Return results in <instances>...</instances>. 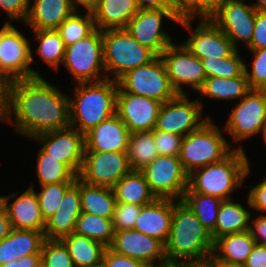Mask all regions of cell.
<instances>
[{
    "label": "cell",
    "instance_id": "obj_21",
    "mask_svg": "<svg viewBox=\"0 0 266 267\" xmlns=\"http://www.w3.org/2000/svg\"><path fill=\"white\" fill-rule=\"evenodd\" d=\"M17 194L3 196V206L7 210L12 229L44 232L46 221L41 214L33 184L19 196ZM16 196L10 203V199Z\"/></svg>",
    "mask_w": 266,
    "mask_h": 267
},
{
    "label": "cell",
    "instance_id": "obj_57",
    "mask_svg": "<svg viewBox=\"0 0 266 267\" xmlns=\"http://www.w3.org/2000/svg\"><path fill=\"white\" fill-rule=\"evenodd\" d=\"M152 267H201L197 263L189 262V261H164Z\"/></svg>",
    "mask_w": 266,
    "mask_h": 267
},
{
    "label": "cell",
    "instance_id": "obj_58",
    "mask_svg": "<svg viewBox=\"0 0 266 267\" xmlns=\"http://www.w3.org/2000/svg\"><path fill=\"white\" fill-rule=\"evenodd\" d=\"M72 5L76 11H79V7H85V10L92 11L97 5L99 0H71ZM79 6V7H78Z\"/></svg>",
    "mask_w": 266,
    "mask_h": 267
},
{
    "label": "cell",
    "instance_id": "obj_38",
    "mask_svg": "<svg viewBox=\"0 0 266 267\" xmlns=\"http://www.w3.org/2000/svg\"><path fill=\"white\" fill-rule=\"evenodd\" d=\"M36 165L40 185L76 181L77 176L65 164L50 157L42 149L38 152Z\"/></svg>",
    "mask_w": 266,
    "mask_h": 267
},
{
    "label": "cell",
    "instance_id": "obj_20",
    "mask_svg": "<svg viewBox=\"0 0 266 267\" xmlns=\"http://www.w3.org/2000/svg\"><path fill=\"white\" fill-rule=\"evenodd\" d=\"M109 248L117 254L134 258L147 267L167 260L165 245L161 241L134 229L116 231Z\"/></svg>",
    "mask_w": 266,
    "mask_h": 267
},
{
    "label": "cell",
    "instance_id": "obj_37",
    "mask_svg": "<svg viewBox=\"0 0 266 267\" xmlns=\"http://www.w3.org/2000/svg\"><path fill=\"white\" fill-rule=\"evenodd\" d=\"M34 37L39 41L37 54L53 69H58L63 63L65 44L57 30H32Z\"/></svg>",
    "mask_w": 266,
    "mask_h": 267
},
{
    "label": "cell",
    "instance_id": "obj_63",
    "mask_svg": "<svg viewBox=\"0 0 266 267\" xmlns=\"http://www.w3.org/2000/svg\"><path fill=\"white\" fill-rule=\"evenodd\" d=\"M89 267H106L105 264L103 263V261L97 265L94 266H89Z\"/></svg>",
    "mask_w": 266,
    "mask_h": 267
},
{
    "label": "cell",
    "instance_id": "obj_25",
    "mask_svg": "<svg viewBox=\"0 0 266 267\" xmlns=\"http://www.w3.org/2000/svg\"><path fill=\"white\" fill-rule=\"evenodd\" d=\"M75 11L71 0H34L24 23L32 30H57Z\"/></svg>",
    "mask_w": 266,
    "mask_h": 267
},
{
    "label": "cell",
    "instance_id": "obj_34",
    "mask_svg": "<svg viewBox=\"0 0 266 267\" xmlns=\"http://www.w3.org/2000/svg\"><path fill=\"white\" fill-rule=\"evenodd\" d=\"M182 201L195 213L203 227L211 234L214 241V229L221 198L192 192L189 188L184 192Z\"/></svg>",
    "mask_w": 266,
    "mask_h": 267
},
{
    "label": "cell",
    "instance_id": "obj_2",
    "mask_svg": "<svg viewBox=\"0 0 266 267\" xmlns=\"http://www.w3.org/2000/svg\"><path fill=\"white\" fill-rule=\"evenodd\" d=\"M214 241L195 213L182 201L173 206L169 238L165 244L168 261H189L207 267Z\"/></svg>",
    "mask_w": 266,
    "mask_h": 267
},
{
    "label": "cell",
    "instance_id": "obj_52",
    "mask_svg": "<svg viewBox=\"0 0 266 267\" xmlns=\"http://www.w3.org/2000/svg\"><path fill=\"white\" fill-rule=\"evenodd\" d=\"M245 267H266V245L255 243Z\"/></svg>",
    "mask_w": 266,
    "mask_h": 267
},
{
    "label": "cell",
    "instance_id": "obj_61",
    "mask_svg": "<svg viewBox=\"0 0 266 267\" xmlns=\"http://www.w3.org/2000/svg\"><path fill=\"white\" fill-rule=\"evenodd\" d=\"M208 267H245L241 264H209Z\"/></svg>",
    "mask_w": 266,
    "mask_h": 267
},
{
    "label": "cell",
    "instance_id": "obj_13",
    "mask_svg": "<svg viewBox=\"0 0 266 267\" xmlns=\"http://www.w3.org/2000/svg\"><path fill=\"white\" fill-rule=\"evenodd\" d=\"M195 18L181 17L178 23L186 30H193L183 44L195 57L200 60L225 58L236 50L229 38L207 16H201L196 28H191Z\"/></svg>",
    "mask_w": 266,
    "mask_h": 267
},
{
    "label": "cell",
    "instance_id": "obj_39",
    "mask_svg": "<svg viewBox=\"0 0 266 267\" xmlns=\"http://www.w3.org/2000/svg\"><path fill=\"white\" fill-rule=\"evenodd\" d=\"M95 29L92 12L87 11L85 15L80 16L78 11H75L61 23L57 31L60 33L61 39L64 41L66 47L87 37Z\"/></svg>",
    "mask_w": 266,
    "mask_h": 267
},
{
    "label": "cell",
    "instance_id": "obj_14",
    "mask_svg": "<svg viewBox=\"0 0 266 267\" xmlns=\"http://www.w3.org/2000/svg\"><path fill=\"white\" fill-rule=\"evenodd\" d=\"M163 17L175 23H179L181 18L174 10L139 9L125 29L142 46L160 56L173 43L168 33L162 29Z\"/></svg>",
    "mask_w": 266,
    "mask_h": 267
},
{
    "label": "cell",
    "instance_id": "obj_49",
    "mask_svg": "<svg viewBox=\"0 0 266 267\" xmlns=\"http://www.w3.org/2000/svg\"><path fill=\"white\" fill-rule=\"evenodd\" d=\"M247 203L258 212H266V177L261 183L253 186L249 192Z\"/></svg>",
    "mask_w": 266,
    "mask_h": 267
},
{
    "label": "cell",
    "instance_id": "obj_45",
    "mask_svg": "<svg viewBox=\"0 0 266 267\" xmlns=\"http://www.w3.org/2000/svg\"><path fill=\"white\" fill-rule=\"evenodd\" d=\"M153 138L159 155L179 156L183 136L153 129Z\"/></svg>",
    "mask_w": 266,
    "mask_h": 267
},
{
    "label": "cell",
    "instance_id": "obj_65",
    "mask_svg": "<svg viewBox=\"0 0 266 267\" xmlns=\"http://www.w3.org/2000/svg\"><path fill=\"white\" fill-rule=\"evenodd\" d=\"M3 206V196H0V208Z\"/></svg>",
    "mask_w": 266,
    "mask_h": 267
},
{
    "label": "cell",
    "instance_id": "obj_24",
    "mask_svg": "<svg viewBox=\"0 0 266 267\" xmlns=\"http://www.w3.org/2000/svg\"><path fill=\"white\" fill-rule=\"evenodd\" d=\"M176 200L156 199L142 206L134 230L156 238L166 244L171 229L173 206Z\"/></svg>",
    "mask_w": 266,
    "mask_h": 267
},
{
    "label": "cell",
    "instance_id": "obj_7",
    "mask_svg": "<svg viewBox=\"0 0 266 267\" xmlns=\"http://www.w3.org/2000/svg\"><path fill=\"white\" fill-rule=\"evenodd\" d=\"M30 41L12 23L0 29V80L7 84L16 80L41 77L31 69L35 61Z\"/></svg>",
    "mask_w": 266,
    "mask_h": 267
},
{
    "label": "cell",
    "instance_id": "obj_1",
    "mask_svg": "<svg viewBox=\"0 0 266 267\" xmlns=\"http://www.w3.org/2000/svg\"><path fill=\"white\" fill-rule=\"evenodd\" d=\"M3 121L15 123L14 131L31 139L66 129L70 127L69 97L42 76L9 82L5 84Z\"/></svg>",
    "mask_w": 266,
    "mask_h": 267
},
{
    "label": "cell",
    "instance_id": "obj_23",
    "mask_svg": "<svg viewBox=\"0 0 266 267\" xmlns=\"http://www.w3.org/2000/svg\"><path fill=\"white\" fill-rule=\"evenodd\" d=\"M82 213L80 204V178L65 192L56 212L46 220L45 239H61L75 230L78 216Z\"/></svg>",
    "mask_w": 266,
    "mask_h": 267
},
{
    "label": "cell",
    "instance_id": "obj_28",
    "mask_svg": "<svg viewBox=\"0 0 266 267\" xmlns=\"http://www.w3.org/2000/svg\"><path fill=\"white\" fill-rule=\"evenodd\" d=\"M138 11L135 0H99L91 12L95 27L103 31L125 29L130 19Z\"/></svg>",
    "mask_w": 266,
    "mask_h": 267
},
{
    "label": "cell",
    "instance_id": "obj_33",
    "mask_svg": "<svg viewBox=\"0 0 266 267\" xmlns=\"http://www.w3.org/2000/svg\"><path fill=\"white\" fill-rule=\"evenodd\" d=\"M250 87L245 72L234 78L207 77L198 91L202 96L219 100H235L243 98Z\"/></svg>",
    "mask_w": 266,
    "mask_h": 267
},
{
    "label": "cell",
    "instance_id": "obj_17",
    "mask_svg": "<svg viewBox=\"0 0 266 267\" xmlns=\"http://www.w3.org/2000/svg\"><path fill=\"white\" fill-rule=\"evenodd\" d=\"M207 17L229 38L236 50L240 41L250 45L256 10L249 3H221Z\"/></svg>",
    "mask_w": 266,
    "mask_h": 267
},
{
    "label": "cell",
    "instance_id": "obj_46",
    "mask_svg": "<svg viewBox=\"0 0 266 267\" xmlns=\"http://www.w3.org/2000/svg\"><path fill=\"white\" fill-rule=\"evenodd\" d=\"M30 2L31 0H0V7L11 19L6 23H11L16 19H21L25 22L29 14Z\"/></svg>",
    "mask_w": 266,
    "mask_h": 267
},
{
    "label": "cell",
    "instance_id": "obj_53",
    "mask_svg": "<svg viewBox=\"0 0 266 267\" xmlns=\"http://www.w3.org/2000/svg\"><path fill=\"white\" fill-rule=\"evenodd\" d=\"M0 267H42V256L41 254L23 256L18 260L9 261Z\"/></svg>",
    "mask_w": 266,
    "mask_h": 267
},
{
    "label": "cell",
    "instance_id": "obj_43",
    "mask_svg": "<svg viewBox=\"0 0 266 267\" xmlns=\"http://www.w3.org/2000/svg\"><path fill=\"white\" fill-rule=\"evenodd\" d=\"M254 58L251 71H248V64H245V74L250 89L266 90V48L250 50Z\"/></svg>",
    "mask_w": 266,
    "mask_h": 267
},
{
    "label": "cell",
    "instance_id": "obj_3",
    "mask_svg": "<svg viewBox=\"0 0 266 267\" xmlns=\"http://www.w3.org/2000/svg\"><path fill=\"white\" fill-rule=\"evenodd\" d=\"M118 82L78 83L73 98L69 97L70 127L85 134L116 113ZM77 126V127H76Z\"/></svg>",
    "mask_w": 266,
    "mask_h": 267
},
{
    "label": "cell",
    "instance_id": "obj_56",
    "mask_svg": "<svg viewBox=\"0 0 266 267\" xmlns=\"http://www.w3.org/2000/svg\"><path fill=\"white\" fill-rule=\"evenodd\" d=\"M222 0H198V17L208 16Z\"/></svg>",
    "mask_w": 266,
    "mask_h": 267
},
{
    "label": "cell",
    "instance_id": "obj_22",
    "mask_svg": "<svg viewBox=\"0 0 266 267\" xmlns=\"http://www.w3.org/2000/svg\"><path fill=\"white\" fill-rule=\"evenodd\" d=\"M130 131L115 113L84 134L85 151L127 152Z\"/></svg>",
    "mask_w": 266,
    "mask_h": 267
},
{
    "label": "cell",
    "instance_id": "obj_54",
    "mask_svg": "<svg viewBox=\"0 0 266 267\" xmlns=\"http://www.w3.org/2000/svg\"><path fill=\"white\" fill-rule=\"evenodd\" d=\"M139 9L173 10L170 0H135Z\"/></svg>",
    "mask_w": 266,
    "mask_h": 267
},
{
    "label": "cell",
    "instance_id": "obj_35",
    "mask_svg": "<svg viewBox=\"0 0 266 267\" xmlns=\"http://www.w3.org/2000/svg\"><path fill=\"white\" fill-rule=\"evenodd\" d=\"M159 155L152 131L130 133L127 157L132 170H141Z\"/></svg>",
    "mask_w": 266,
    "mask_h": 267
},
{
    "label": "cell",
    "instance_id": "obj_15",
    "mask_svg": "<svg viewBox=\"0 0 266 267\" xmlns=\"http://www.w3.org/2000/svg\"><path fill=\"white\" fill-rule=\"evenodd\" d=\"M166 66L170 84L177 94H187L183 86L199 91L207 78L202 62L182 43L170 44L160 55Z\"/></svg>",
    "mask_w": 266,
    "mask_h": 267
},
{
    "label": "cell",
    "instance_id": "obj_26",
    "mask_svg": "<svg viewBox=\"0 0 266 267\" xmlns=\"http://www.w3.org/2000/svg\"><path fill=\"white\" fill-rule=\"evenodd\" d=\"M255 243L249 231L221 236L214 241L210 264L244 265Z\"/></svg>",
    "mask_w": 266,
    "mask_h": 267
},
{
    "label": "cell",
    "instance_id": "obj_47",
    "mask_svg": "<svg viewBox=\"0 0 266 267\" xmlns=\"http://www.w3.org/2000/svg\"><path fill=\"white\" fill-rule=\"evenodd\" d=\"M249 50L266 48V11H256L255 26Z\"/></svg>",
    "mask_w": 266,
    "mask_h": 267
},
{
    "label": "cell",
    "instance_id": "obj_5",
    "mask_svg": "<svg viewBox=\"0 0 266 267\" xmlns=\"http://www.w3.org/2000/svg\"><path fill=\"white\" fill-rule=\"evenodd\" d=\"M221 131L210 117L199 129L183 137L179 158L188 175L196 169L222 161L234 150Z\"/></svg>",
    "mask_w": 266,
    "mask_h": 267
},
{
    "label": "cell",
    "instance_id": "obj_19",
    "mask_svg": "<svg viewBox=\"0 0 266 267\" xmlns=\"http://www.w3.org/2000/svg\"><path fill=\"white\" fill-rule=\"evenodd\" d=\"M162 102L145 96L124 92L119 86L116 95V114L130 133L152 131Z\"/></svg>",
    "mask_w": 266,
    "mask_h": 267
},
{
    "label": "cell",
    "instance_id": "obj_27",
    "mask_svg": "<svg viewBox=\"0 0 266 267\" xmlns=\"http://www.w3.org/2000/svg\"><path fill=\"white\" fill-rule=\"evenodd\" d=\"M44 232L12 229L0 241V266L23 256L41 254Z\"/></svg>",
    "mask_w": 266,
    "mask_h": 267
},
{
    "label": "cell",
    "instance_id": "obj_10",
    "mask_svg": "<svg viewBox=\"0 0 266 267\" xmlns=\"http://www.w3.org/2000/svg\"><path fill=\"white\" fill-rule=\"evenodd\" d=\"M158 199L182 200L188 188V174L179 156L158 155L140 170Z\"/></svg>",
    "mask_w": 266,
    "mask_h": 267
},
{
    "label": "cell",
    "instance_id": "obj_9",
    "mask_svg": "<svg viewBox=\"0 0 266 267\" xmlns=\"http://www.w3.org/2000/svg\"><path fill=\"white\" fill-rule=\"evenodd\" d=\"M117 82L124 92L150 97L162 103L177 95L170 84L165 63L160 56L147 65L127 72Z\"/></svg>",
    "mask_w": 266,
    "mask_h": 267
},
{
    "label": "cell",
    "instance_id": "obj_4",
    "mask_svg": "<svg viewBox=\"0 0 266 267\" xmlns=\"http://www.w3.org/2000/svg\"><path fill=\"white\" fill-rule=\"evenodd\" d=\"M250 167L249 160L240 146L222 161L196 169L189 174L188 188L192 192L216 196L222 200L231 199L230 194L244 183L250 173Z\"/></svg>",
    "mask_w": 266,
    "mask_h": 267
},
{
    "label": "cell",
    "instance_id": "obj_48",
    "mask_svg": "<svg viewBox=\"0 0 266 267\" xmlns=\"http://www.w3.org/2000/svg\"><path fill=\"white\" fill-rule=\"evenodd\" d=\"M103 263L106 267H147L134 258L115 253L110 248H106L104 252Z\"/></svg>",
    "mask_w": 266,
    "mask_h": 267
},
{
    "label": "cell",
    "instance_id": "obj_11",
    "mask_svg": "<svg viewBox=\"0 0 266 267\" xmlns=\"http://www.w3.org/2000/svg\"><path fill=\"white\" fill-rule=\"evenodd\" d=\"M224 127L236 142L262 134L266 128V90L251 89L233 108Z\"/></svg>",
    "mask_w": 266,
    "mask_h": 267
},
{
    "label": "cell",
    "instance_id": "obj_44",
    "mask_svg": "<svg viewBox=\"0 0 266 267\" xmlns=\"http://www.w3.org/2000/svg\"><path fill=\"white\" fill-rule=\"evenodd\" d=\"M141 208V205L116 202L112 217L114 231L134 229Z\"/></svg>",
    "mask_w": 266,
    "mask_h": 267
},
{
    "label": "cell",
    "instance_id": "obj_59",
    "mask_svg": "<svg viewBox=\"0 0 266 267\" xmlns=\"http://www.w3.org/2000/svg\"><path fill=\"white\" fill-rule=\"evenodd\" d=\"M5 114V84L0 80V121H3Z\"/></svg>",
    "mask_w": 266,
    "mask_h": 267
},
{
    "label": "cell",
    "instance_id": "obj_12",
    "mask_svg": "<svg viewBox=\"0 0 266 267\" xmlns=\"http://www.w3.org/2000/svg\"><path fill=\"white\" fill-rule=\"evenodd\" d=\"M189 94H177L173 99L162 103L155 129L180 136L199 129L210 118H201L203 103L189 100Z\"/></svg>",
    "mask_w": 266,
    "mask_h": 267
},
{
    "label": "cell",
    "instance_id": "obj_6",
    "mask_svg": "<svg viewBox=\"0 0 266 267\" xmlns=\"http://www.w3.org/2000/svg\"><path fill=\"white\" fill-rule=\"evenodd\" d=\"M103 59L107 75L113 74L118 81L134 68L149 64L157 56L142 46L126 29H107L102 31Z\"/></svg>",
    "mask_w": 266,
    "mask_h": 267
},
{
    "label": "cell",
    "instance_id": "obj_16",
    "mask_svg": "<svg viewBox=\"0 0 266 267\" xmlns=\"http://www.w3.org/2000/svg\"><path fill=\"white\" fill-rule=\"evenodd\" d=\"M131 170L127 152L85 151L78 177L91 185L112 188Z\"/></svg>",
    "mask_w": 266,
    "mask_h": 267
},
{
    "label": "cell",
    "instance_id": "obj_62",
    "mask_svg": "<svg viewBox=\"0 0 266 267\" xmlns=\"http://www.w3.org/2000/svg\"><path fill=\"white\" fill-rule=\"evenodd\" d=\"M225 2H243V0H222V3Z\"/></svg>",
    "mask_w": 266,
    "mask_h": 267
},
{
    "label": "cell",
    "instance_id": "obj_29",
    "mask_svg": "<svg viewBox=\"0 0 266 267\" xmlns=\"http://www.w3.org/2000/svg\"><path fill=\"white\" fill-rule=\"evenodd\" d=\"M112 188L118 203L144 206L157 199L151 191L145 176L139 170H131Z\"/></svg>",
    "mask_w": 266,
    "mask_h": 267
},
{
    "label": "cell",
    "instance_id": "obj_51",
    "mask_svg": "<svg viewBox=\"0 0 266 267\" xmlns=\"http://www.w3.org/2000/svg\"><path fill=\"white\" fill-rule=\"evenodd\" d=\"M256 217L249 223V232L257 244L266 245V214Z\"/></svg>",
    "mask_w": 266,
    "mask_h": 267
},
{
    "label": "cell",
    "instance_id": "obj_18",
    "mask_svg": "<svg viewBox=\"0 0 266 267\" xmlns=\"http://www.w3.org/2000/svg\"><path fill=\"white\" fill-rule=\"evenodd\" d=\"M32 139L43 144L41 149L50 157L59 160L76 176H79L85 152L84 134L77 129L68 127L62 130L45 132Z\"/></svg>",
    "mask_w": 266,
    "mask_h": 267
},
{
    "label": "cell",
    "instance_id": "obj_8",
    "mask_svg": "<svg viewBox=\"0 0 266 267\" xmlns=\"http://www.w3.org/2000/svg\"><path fill=\"white\" fill-rule=\"evenodd\" d=\"M62 65L69 70L77 83L100 82L107 79L102 31L96 28L87 37L66 46Z\"/></svg>",
    "mask_w": 266,
    "mask_h": 267
},
{
    "label": "cell",
    "instance_id": "obj_30",
    "mask_svg": "<svg viewBox=\"0 0 266 267\" xmlns=\"http://www.w3.org/2000/svg\"><path fill=\"white\" fill-rule=\"evenodd\" d=\"M80 204L84 213L112 219L116 204L113 188L91 185L80 179Z\"/></svg>",
    "mask_w": 266,
    "mask_h": 267
},
{
    "label": "cell",
    "instance_id": "obj_42",
    "mask_svg": "<svg viewBox=\"0 0 266 267\" xmlns=\"http://www.w3.org/2000/svg\"><path fill=\"white\" fill-rule=\"evenodd\" d=\"M42 267H75L60 239H45L41 250Z\"/></svg>",
    "mask_w": 266,
    "mask_h": 267
},
{
    "label": "cell",
    "instance_id": "obj_40",
    "mask_svg": "<svg viewBox=\"0 0 266 267\" xmlns=\"http://www.w3.org/2000/svg\"><path fill=\"white\" fill-rule=\"evenodd\" d=\"M201 62L207 77L234 78L245 72V62L238 50L225 58H205Z\"/></svg>",
    "mask_w": 266,
    "mask_h": 267
},
{
    "label": "cell",
    "instance_id": "obj_64",
    "mask_svg": "<svg viewBox=\"0 0 266 267\" xmlns=\"http://www.w3.org/2000/svg\"><path fill=\"white\" fill-rule=\"evenodd\" d=\"M262 137H263V140L266 144V128L264 129L263 133H262Z\"/></svg>",
    "mask_w": 266,
    "mask_h": 267
},
{
    "label": "cell",
    "instance_id": "obj_36",
    "mask_svg": "<svg viewBox=\"0 0 266 267\" xmlns=\"http://www.w3.org/2000/svg\"><path fill=\"white\" fill-rule=\"evenodd\" d=\"M74 233L91 238L109 248L115 231L112 219L82 212L76 220Z\"/></svg>",
    "mask_w": 266,
    "mask_h": 267
},
{
    "label": "cell",
    "instance_id": "obj_50",
    "mask_svg": "<svg viewBox=\"0 0 266 267\" xmlns=\"http://www.w3.org/2000/svg\"><path fill=\"white\" fill-rule=\"evenodd\" d=\"M170 3L180 17L198 16V0H170Z\"/></svg>",
    "mask_w": 266,
    "mask_h": 267
},
{
    "label": "cell",
    "instance_id": "obj_31",
    "mask_svg": "<svg viewBox=\"0 0 266 267\" xmlns=\"http://www.w3.org/2000/svg\"><path fill=\"white\" fill-rule=\"evenodd\" d=\"M251 216L242 204L234 203L232 199L223 200L217 213L214 241L227 234L248 231Z\"/></svg>",
    "mask_w": 266,
    "mask_h": 267
},
{
    "label": "cell",
    "instance_id": "obj_41",
    "mask_svg": "<svg viewBox=\"0 0 266 267\" xmlns=\"http://www.w3.org/2000/svg\"><path fill=\"white\" fill-rule=\"evenodd\" d=\"M74 183L75 182H59L40 185L41 191L40 193H36V195L39 201L41 214L45 221L56 212L65 192Z\"/></svg>",
    "mask_w": 266,
    "mask_h": 267
},
{
    "label": "cell",
    "instance_id": "obj_32",
    "mask_svg": "<svg viewBox=\"0 0 266 267\" xmlns=\"http://www.w3.org/2000/svg\"><path fill=\"white\" fill-rule=\"evenodd\" d=\"M60 240L67 247L75 267L94 266L103 261V255L107 247L100 242L74 232Z\"/></svg>",
    "mask_w": 266,
    "mask_h": 267
},
{
    "label": "cell",
    "instance_id": "obj_55",
    "mask_svg": "<svg viewBox=\"0 0 266 267\" xmlns=\"http://www.w3.org/2000/svg\"><path fill=\"white\" fill-rule=\"evenodd\" d=\"M12 230L7 210L4 206L0 208V241H2Z\"/></svg>",
    "mask_w": 266,
    "mask_h": 267
},
{
    "label": "cell",
    "instance_id": "obj_60",
    "mask_svg": "<svg viewBox=\"0 0 266 267\" xmlns=\"http://www.w3.org/2000/svg\"><path fill=\"white\" fill-rule=\"evenodd\" d=\"M256 11H266V0H257L256 3L250 4Z\"/></svg>",
    "mask_w": 266,
    "mask_h": 267
}]
</instances>
